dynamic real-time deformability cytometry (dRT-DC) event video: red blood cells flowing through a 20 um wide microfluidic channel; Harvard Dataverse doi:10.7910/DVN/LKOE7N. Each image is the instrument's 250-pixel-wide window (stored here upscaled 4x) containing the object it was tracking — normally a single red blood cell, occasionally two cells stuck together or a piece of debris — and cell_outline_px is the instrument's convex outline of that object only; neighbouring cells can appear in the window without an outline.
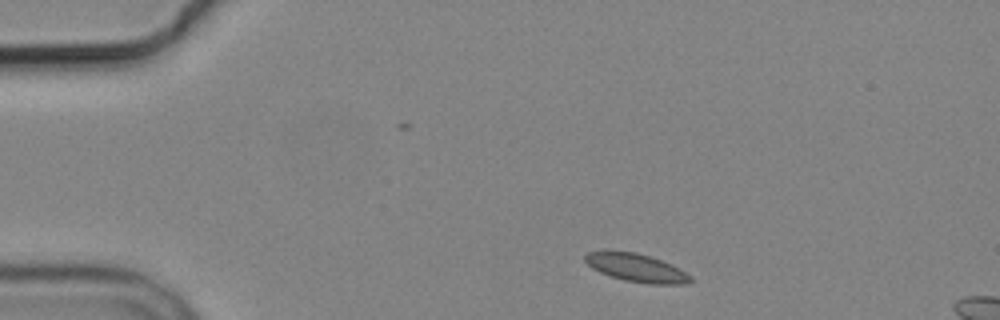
{"species": "common noctule bat (a hibernating species)", "species_latin": "Nyctalus noctula", "temperature_condition": "cold", "stored_images_in_passage": 3, "camera_frame_rate_fps": 3000, "um_per_image_px": 0.085, "animal": {"sex": "male", "body_mass_g": 19.2, "forearm_length_mm": 51.8}, "frame": {"image": 1, "passage_image": 1, "time_ms": 0.0, "image_size_px": [1000, 320], "cell_outline_px": [[692, 280], [684, 284], [648, 284], [624, 280], [600, 272], [592, 268], [584, 260], [584, 256], [588, 252], [604, 248], [636, 252], [672, 264], [680, 268], [692, 276]], "centroid_in_image_um": [54.04, 22.72], "position_along_channel_um": 31.0, "area_um2": 17.69}}